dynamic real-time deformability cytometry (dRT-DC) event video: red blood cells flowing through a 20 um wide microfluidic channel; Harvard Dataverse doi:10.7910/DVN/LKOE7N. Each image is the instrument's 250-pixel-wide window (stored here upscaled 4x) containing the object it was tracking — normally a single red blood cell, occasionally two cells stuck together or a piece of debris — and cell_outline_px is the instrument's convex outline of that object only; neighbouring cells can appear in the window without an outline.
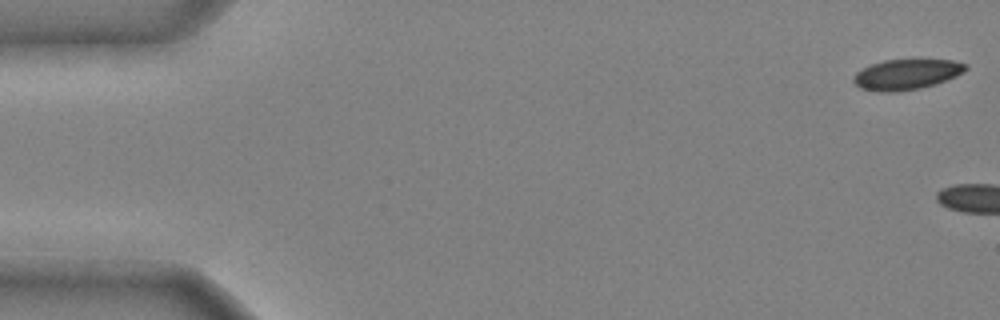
{"species": "common noctule bat (a hibernating species)", "species_latin": "Nyctalus noctula", "temperature_condition": "cold", "stored_images_in_passage": 4, "camera_frame_rate_fps": 3000, "um_per_image_px": 0.085, "animal": {"sex": "male", "body_mass_g": 20.4}, "frame": {"image": 1, "passage_image": 1, "time_ms": 0.0, "image_size_px": [1000, 320], "cell_outline_px": [[968, 68], [964, 72], [956, 76], [936, 84], [920, 88], [896, 92], [880, 92], [860, 88], [852, 80], [852, 76], [856, 72], [872, 64], [884, 60], [952, 60], [968, 64]], "centroid_in_image_um": [77.06, 6.33], "position_along_channel_um": 7.9, "area_um2": 19.88}}